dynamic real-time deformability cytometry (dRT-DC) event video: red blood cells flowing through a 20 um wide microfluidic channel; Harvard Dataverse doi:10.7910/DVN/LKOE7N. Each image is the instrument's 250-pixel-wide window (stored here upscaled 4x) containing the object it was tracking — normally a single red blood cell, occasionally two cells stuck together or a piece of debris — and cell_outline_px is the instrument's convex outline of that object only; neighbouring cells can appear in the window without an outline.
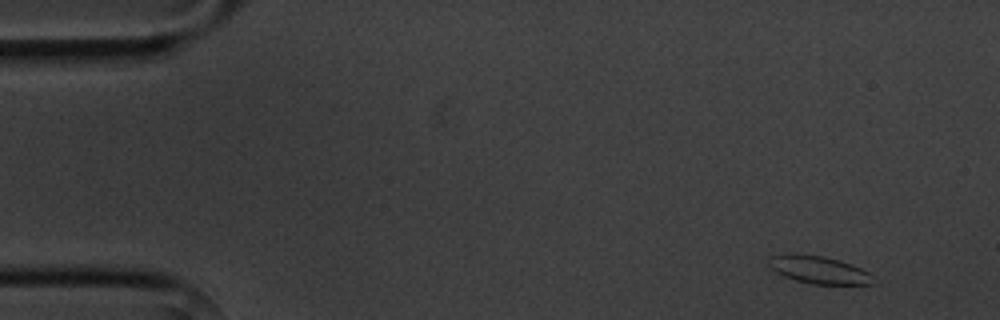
{"species": "common noctule bat (a hibernating species)", "species_latin": "Nyctalus noctula", "temperature_condition": "cold", "stored_images_in_passage": 4, "camera_frame_rate_fps": 3000, "um_per_image_px": 0.085, "animal": {"sex": "male", "body_mass_g": 20.1, "forearm_length_mm": 53.5}, "frame": {"image": 1, "passage_image": 1, "time_ms": 0.0, "image_size_px": [1000, 320], "cell_outline_px": [[872, 284], [812, 284], [796, 280], [784, 276], [776, 272], [768, 264], [768, 260], [772, 256], [788, 252], [824, 256], [840, 260], [860, 268], [868, 272], [872, 276]], "centroid_in_image_um": [69.55, 22.91], "position_along_channel_um": 15.5, "area_um2": 16.76}}
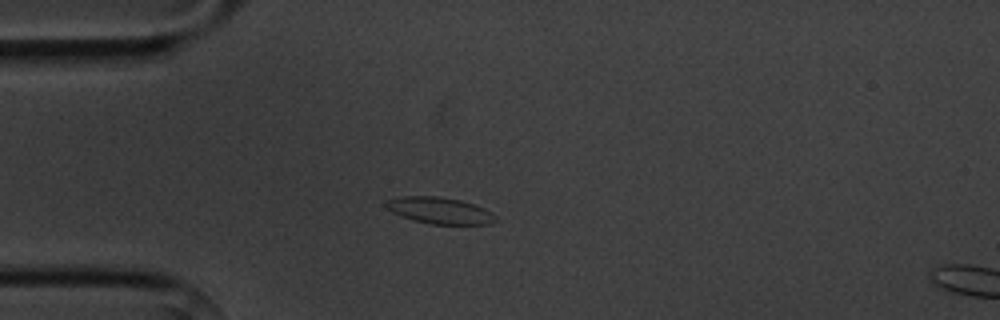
{"frame": {"image": 2, "passage_image": 3, "time_ms": 3.333, "image_size_px": [1000, 320], "cell_outline_px": [[496, 220], [488, 224], [432, 224], [412, 220], [392, 212], [384, 208], [384, 200], [404, 196], [440, 196], [460, 200], [484, 208], [492, 212], [496, 216]], "centroid_in_image_um": [37.32, 17.89], "position_along_channel_um": 47.7, "area_um2": 16.99}}